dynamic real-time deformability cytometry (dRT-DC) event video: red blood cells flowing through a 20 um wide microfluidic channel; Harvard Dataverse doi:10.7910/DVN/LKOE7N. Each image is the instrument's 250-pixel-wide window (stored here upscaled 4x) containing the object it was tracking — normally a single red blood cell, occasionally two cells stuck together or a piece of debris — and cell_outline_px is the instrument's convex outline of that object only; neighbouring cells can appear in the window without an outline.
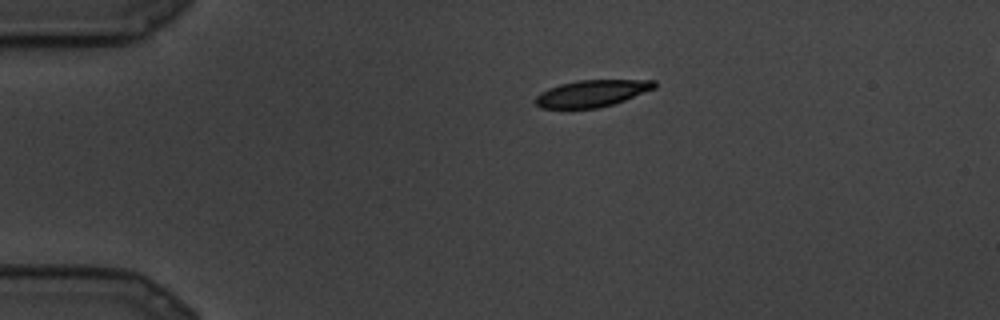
{"species": "common noctule bat (a hibernating species)", "species_latin": "Nyctalus noctula", "temperature_condition": "cold", "stored_images_in_passage": 11, "camera_frame_rate_fps": 3000, "um_per_image_px": 0.085, "animal": {"sex": "male", "body_mass_g": 19.5, "forearm_length_mm": 54.6}, "frame": {"image": 1, "passage_image": 1, "time_ms": 0.0, "image_size_px": [1000, 320], "cell_outline_px": [[656, 88], [624, 100], [612, 104], [596, 108], [540, 108], [532, 100], [540, 92], [548, 88], [560, 84], [576, 80], [656, 80]], "centroid_in_image_um": [50.27, 7.93], "position_along_channel_um": 34.7, "area_um2": 18.61}}
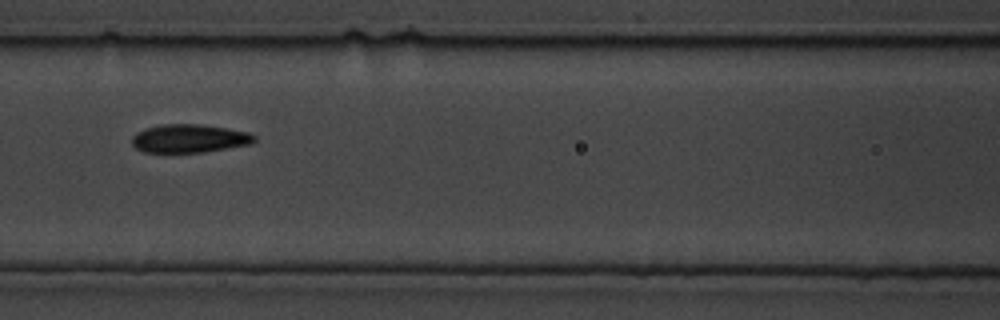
{"frame": {"image": 2, "passage_image": 7, "time_ms": 2.0, "image_size_px": [1000, 320], "cell_outline_px": [[256, 140], [252, 144], [204, 152], [144, 152], [136, 148], [132, 144], [132, 136], [136, 132], [144, 128], [164, 124], [200, 124], [248, 132], [256, 136]], "centroid_in_image_um": [16.08, 11.77], "position_along_channel_um": 150.5, "area_um2": 20.23}}
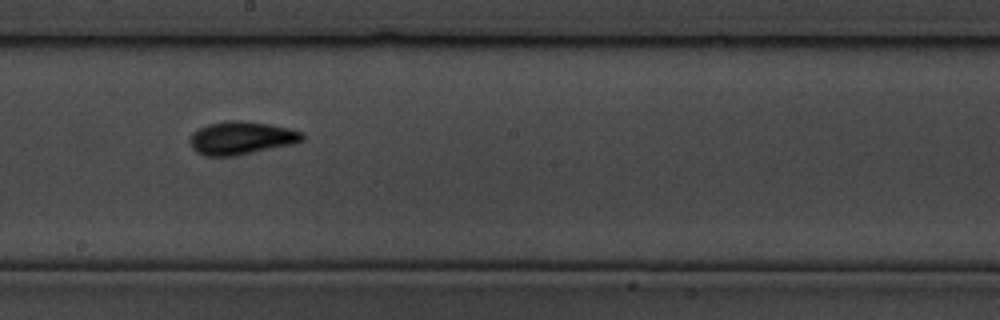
{"frame": {"image": 3, "passage_image": 10, "time_ms": 3.0, "image_size_px": [1000, 320], "cell_outline_px": [[304, 140], [296, 144], [236, 156], [204, 156], [196, 152], [192, 148], [188, 140], [192, 132], [208, 124], [228, 120], [240, 120], [268, 124], [288, 128], [304, 132]], "centroid_in_image_um": [20.52, 11.74], "position_along_channel_um": 227.7, "area_um2": 22.02}}